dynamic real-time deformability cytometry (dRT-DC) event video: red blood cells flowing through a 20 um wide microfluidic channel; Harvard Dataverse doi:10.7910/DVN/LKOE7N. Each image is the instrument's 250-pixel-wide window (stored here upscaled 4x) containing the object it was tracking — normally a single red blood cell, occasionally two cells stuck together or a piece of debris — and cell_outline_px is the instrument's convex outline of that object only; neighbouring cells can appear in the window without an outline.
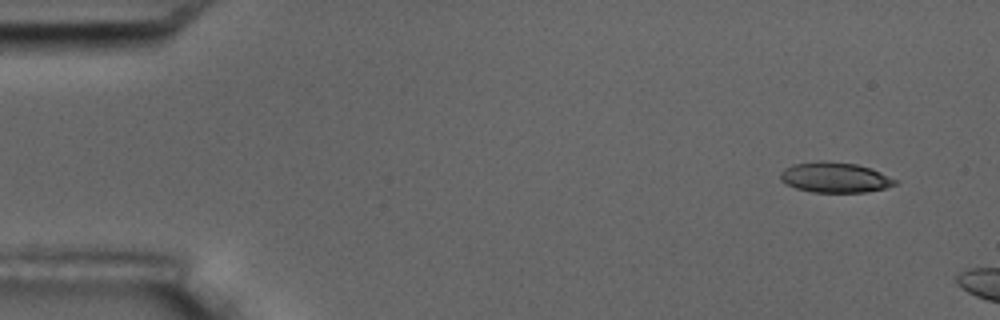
{"species": "common noctule bat (a hibernating species)", "species_latin": "Nyctalus noctula", "temperature_condition": "room temperature", "stored_images_in_passage": 4, "camera_frame_rate_fps": 3000, "um_per_image_px": 0.085, "animal": {"sex": "male", "body_mass_g": 17.5, "forearm_length_mm": 52.3}, "frame": {"image": 1, "passage_image": 1, "time_ms": 0.0, "image_size_px": [1000, 320], "cell_outline_px": [[900, 180], [896, 184], [884, 188], [864, 192], [812, 192], [796, 188], [784, 184], [780, 180], [780, 172], [784, 168], [792, 164], [820, 160], [824, 160], [856, 164], [880, 172]], "centroid_in_image_um": [70.93, 15.07], "position_along_channel_um": 14.1, "area_um2": 20.4}}